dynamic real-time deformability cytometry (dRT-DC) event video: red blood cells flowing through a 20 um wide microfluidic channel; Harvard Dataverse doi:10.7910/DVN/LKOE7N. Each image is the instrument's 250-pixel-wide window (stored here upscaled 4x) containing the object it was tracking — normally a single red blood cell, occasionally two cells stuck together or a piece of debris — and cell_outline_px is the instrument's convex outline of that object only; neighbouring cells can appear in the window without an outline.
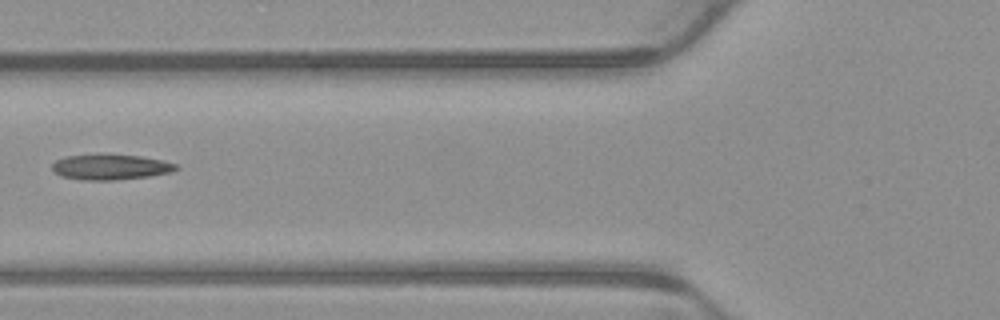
{"species": "common noctule bat (a hibernating species)", "species_latin": "Nyctalus noctula", "temperature_condition": "warm", "stored_images_in_passage": 4, "camera_frame_rate_fps": 3000, "um_per_image_px": 0.085, "animal": {"sex": "male", "body_mass_g": 23.1, "forearm_length_mm": 52.7}, "frame": {"image": 1, "passage_image": 3, "time_ms": 0.667, "image_size_px": [1000, 320], "cell_outline_px": [[180, 168], [172, 172], [152, 176], [116, 180], [80, 180], [60, 176], [52, 168], [52, 164], [56, 160], [64, 156], [104, 152], [140, 156], [164, 160], [176, 164]], "centroid_in_image_um": [9.4, 14.17], "position_along_channel_um": 116.4, "area_um2": 19.13}}
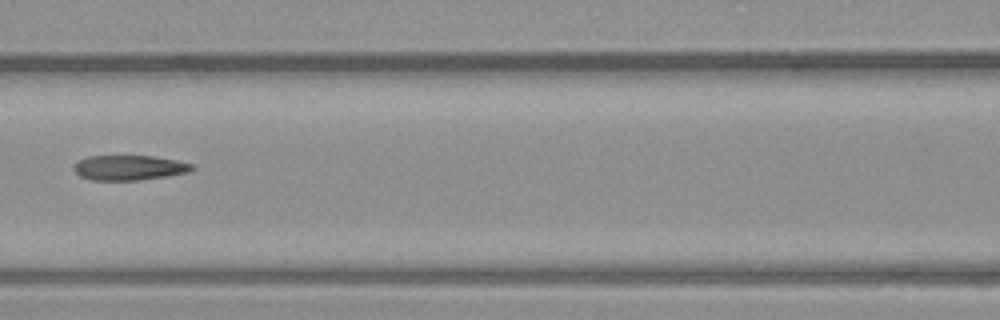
{"frame": {"image": 2, "passage_image": 4, "time_ms": 1.0, "image_size_px": [1000, 320], "cell_outline_px": [[196, 168], [192, 172], [168, 176], [136, 180], [88, 180], [80, 176], [72, 168], [80, 160], [88, 156], [152, 156], [176, 160], [192, 164]], "centroid_in_image_um": [11.02, 14.26], "position_along_channel_um": 155.6, "area_um2": 17.22}}